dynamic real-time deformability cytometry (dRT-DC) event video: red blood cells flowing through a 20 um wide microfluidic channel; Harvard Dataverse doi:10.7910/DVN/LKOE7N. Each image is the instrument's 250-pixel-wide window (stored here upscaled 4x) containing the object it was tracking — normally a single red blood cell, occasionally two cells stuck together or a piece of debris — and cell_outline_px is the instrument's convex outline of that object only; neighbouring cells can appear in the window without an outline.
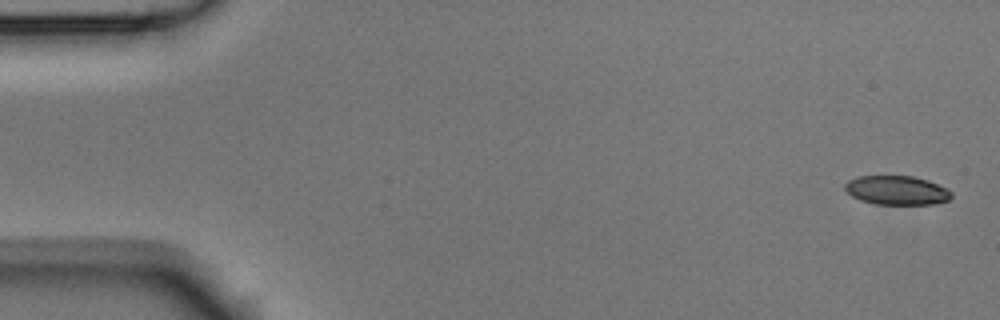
{"species": "Egyptian fruit bat (a non-hibernating species)", "species_latin": "Rousettus aegyptiacus", "temperature_condition": "room temperature", "stored_images_in_passage": 4, "camera_frame_rate_fps": 3000, "um_per_image_px": 0.085, "animal": {"sex": "male"}, "frame": {"image": 1, "passage_image": 1, "time_ms": 0.0, "image_size_px": [1000, 320], "cell_outline_px": [[952, 196], [948, 200], [932, 204], [876, 204], [860, 200], [852, 196], [844, 188], [844, 184], [848, 180], [860, 176], [912, 176], [928, 180], [952, 192]], "centroid_in_image_um": [76.2, 16.17], "position_along_channel_um": 8.8, "area_um2": 17.86}}
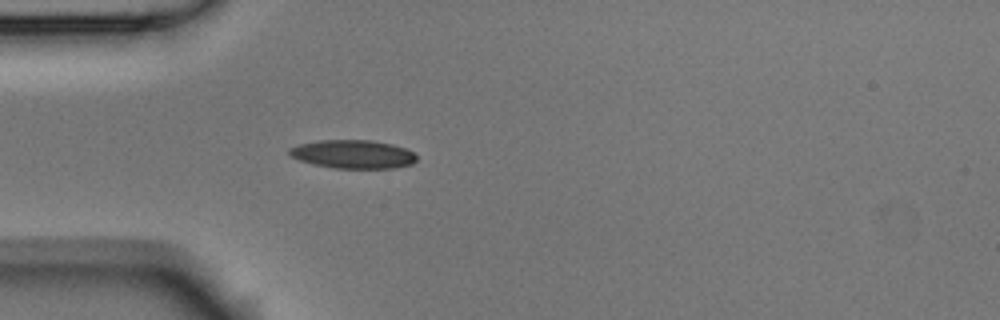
{"frame": {"image": 2, "passage_image": 4, "time_ms": 1.0, "image_size_px": [1000, 320], "cell_outline_px": [[416, 160], [412, 164], [392, 168], [332, 168], [312, 164], [288, 156], [288, 148], [296, 144], [320, 140], [372, 140], [392, 144], [404, 148], [412, 152], [416, 156]], "centroid_in_image_um": [29.94, 13.1], "position_along_channel_um": 55.1, "area_um2": 21.27}}